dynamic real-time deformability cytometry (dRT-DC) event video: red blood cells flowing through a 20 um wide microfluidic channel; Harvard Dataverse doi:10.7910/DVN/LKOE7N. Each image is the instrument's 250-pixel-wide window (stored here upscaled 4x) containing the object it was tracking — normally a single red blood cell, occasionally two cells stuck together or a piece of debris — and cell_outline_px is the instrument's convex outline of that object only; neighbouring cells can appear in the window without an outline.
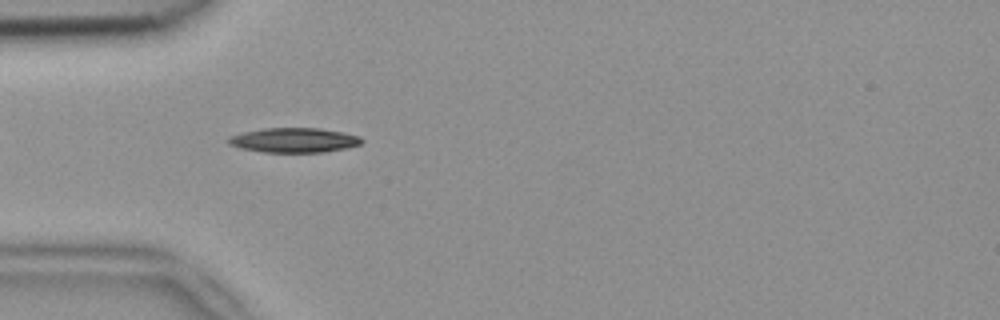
{"species": "common noctule bat (a hibernating species)", "species_latin": "Nyctalus noctula", "temperature_condition": "room temperature", "stored_images_in_passage": 7, "camera_frame_rate_fps": 3000, "um_per_image_px": 0.085, "animal": {"sex": "female", "body_mass_g": 18.4}, "frame": {"image": 1, "passage_image": 2, "time_ms": 0.333, "image_size_px": [1000, 320], "cell_outline_px": [[364, 140], [360, 144], [348, 148], [324, 152], [264, 152], [240, 148], [228, 144], [228, 136], [244, 132], [264, 128], [320, 128], [344, 132], [360, 136]], "centroid_in_image_um": [25.02, 11.91], "position_along_channel_um": 60.0, "area_um2": 19.25}}
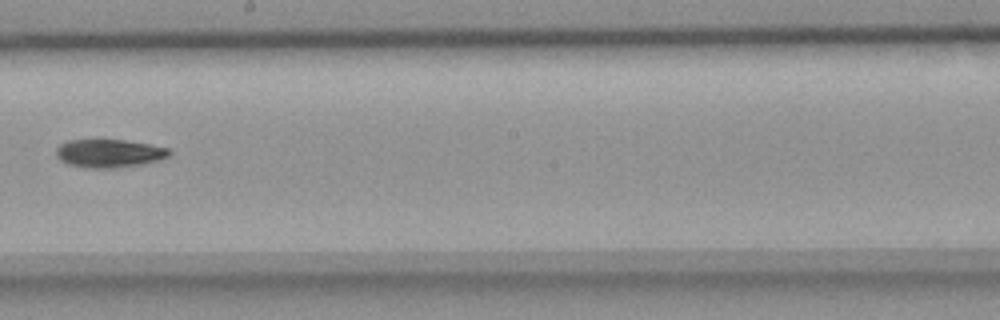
{"frame": {"image": 2, "passage_image": 6, "time_ms": 1.667, "image_size_px": [1000, 320], "cell_outline_px": [[172, 152], [168, 156], [144, 164], [116, 168], [84, 168], [68, 164], [60, 160], [56, 156], [56, 148], [60, 144], [68, 140], [124, 140], [148, 144], [168, 148]], "centroid_in_image_um": [9.24, 13.04], "position_along_channel_um": 239.0, "area_um2": 18.61}}
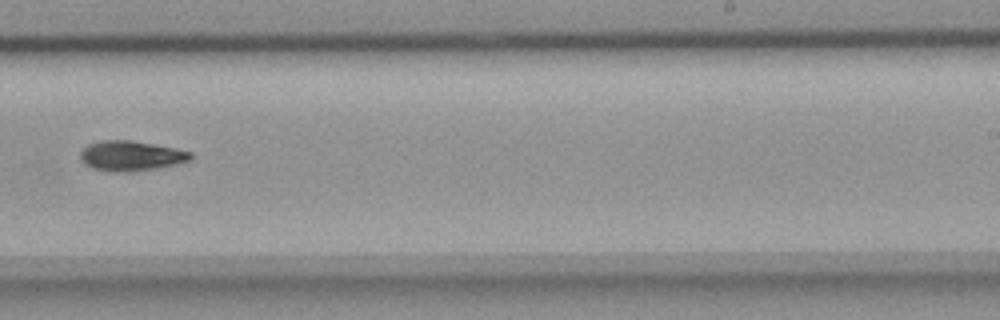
{"frame": {"image": 3, "passage_image": 7, "time_ms": 2.0, "image_size_px": [1000, 320], "cell_outline_px": [[192, 160], [176, 164], [156, 168], [132, 172], [108, 172], [92, 168], [84, 164], [80, 156], [80, 152], [88, 144], [100, 140], [132, 140], [176, 148], [192, 152]], "centroid_in_image_um": [11.13, 13.25], "position_along_channel_um": 277.9, "area_um2": 19.54}}